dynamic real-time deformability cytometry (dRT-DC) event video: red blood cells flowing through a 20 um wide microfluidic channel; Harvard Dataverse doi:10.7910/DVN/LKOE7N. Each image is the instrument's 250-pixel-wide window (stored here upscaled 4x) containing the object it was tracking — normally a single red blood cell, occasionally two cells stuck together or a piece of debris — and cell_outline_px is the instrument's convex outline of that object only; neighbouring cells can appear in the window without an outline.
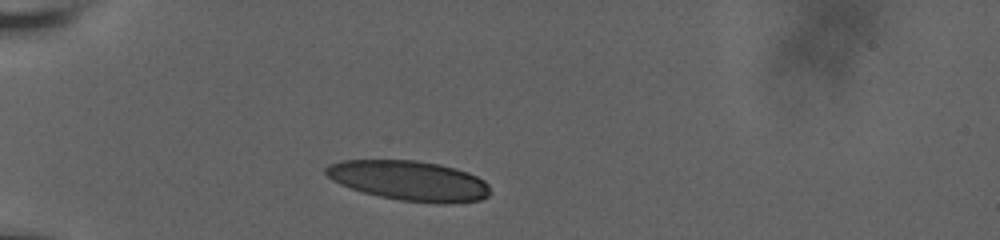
{"species": "human", "species_latin": "Homo sapiens", "temperature_condition": "room temperature", "stored_images_in_passage": 24, "camera_frame_rate_fps": 3000, "um_per_image_px": 0.085, "donor": {"sex": "male"}, "frame": {"image": 1, "passage_image": 1, "time_ms": 0.0, "image_size_px": [1000, 240], "cell_outline_px": [[488, 196], [480, 200], [444, 204], [436, 204], [400, 200], [380, 196], [364, 192], [340, 184], [332, 180], [324, 172], [324, 168], [328, 164], [340, 160], [416, 160], [440, 164], [456, 168], [468, 172], [484, 180], [488, 184]], "centroid_in_image_um": [34.77, 15.35], "position_along_channel_um": 50.2, "area_um2": 38.32}}
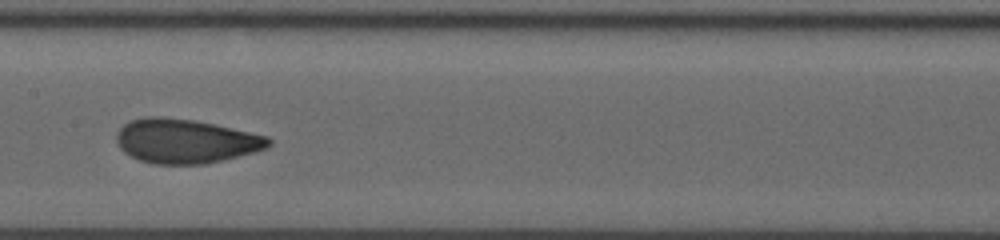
{"frame": {"image": 2, "passage_image": 11, "time_ms": 4.667, "image_size_px": [1000, 240], "cell_outline_px": [[272, 144], [268, 148], [256, 152], [224, 160], [204, 164], [152, 164], [140, 160], [124, 152], [120, 148], [116, 140], [116, 132], [124, 124], [132, 120], [144, 116], [164, 116], [196, 120], [268, 136], [272, 140]], "centroid_in_image_um": [15.79, 11.99], "position_along_channel_um": 191.6, "area_um2": 39.59}}
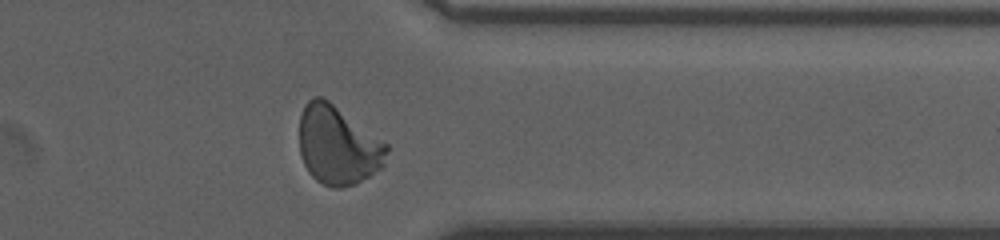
{"frame": {"image": 3, "passage_image": 21, "time_ms": 10.0, "image_size_px": [1000, 240], "cell_outline_px": [[388, 152], [384, 164], [380, 168], [356, 184], [340, 188], [332, 188], [316, 180], [308, 172], [300, 156], [300, 112], [304, 104], [312, 96], [320, 96], [328, 100], [388, 144]], "centroid_in_image_um": [28.7, 12.35], "position_along_channel_um": 382.7, "area_um2": 40.17}, "authors_computed_cell_mechanics": {"area_um2": 38.6104, "velocity_mm_per_s": 3.6402, "shape_relaxation_time_tau1_ms": 7.6222, "shape_relaxation_time_tau2_ms": 0.8104, "deformation_change_tau1": 0.2039, "deformation_change_tau2": 0.0639}}